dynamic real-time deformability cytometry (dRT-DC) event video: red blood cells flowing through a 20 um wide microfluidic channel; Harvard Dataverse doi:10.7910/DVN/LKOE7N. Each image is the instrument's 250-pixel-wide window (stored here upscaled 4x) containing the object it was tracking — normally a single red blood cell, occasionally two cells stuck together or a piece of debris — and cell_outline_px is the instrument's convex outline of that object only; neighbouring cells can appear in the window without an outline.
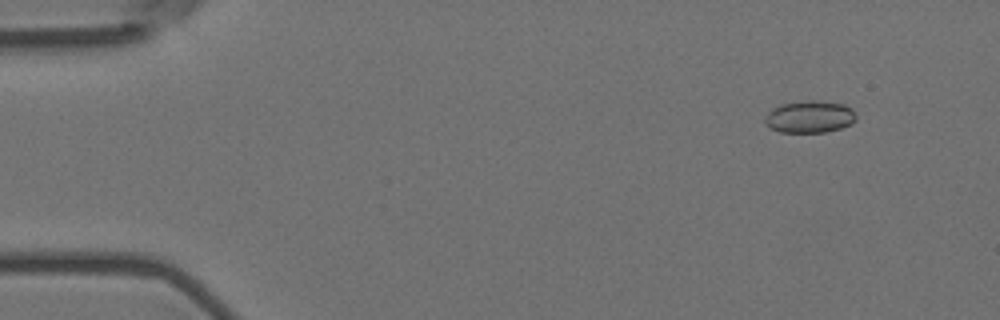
{"species": "Egyptian fruit bat (a non-hibernating species)", "species_latin": "Rousettus aegyptiacus", "temperature_condition": "room temperature", "stored_images_in_passage": 41, "camera_frame_rate_fps": 3000, "um_per_image_px": 0.085, "animal": {"sex": "female"}, "frame": {"image": 1, "passage_image": 2, "time_ms": 0.333, "image_size_px": [1000, 320], "cell_outline_px": [[856, 120], [852, 124], [840, 128], [824, 132], [780, 132], [772, 128], [764, 120], [764, 116], [772, 108], [780, 104], [808, 100], [820, 100], [844, 104], [852, 108], [856, 116]], "centroid_in_image_um": [68.84, 9.91], "position_along_channel_um": 16.2, "area_um2": 17.17}}
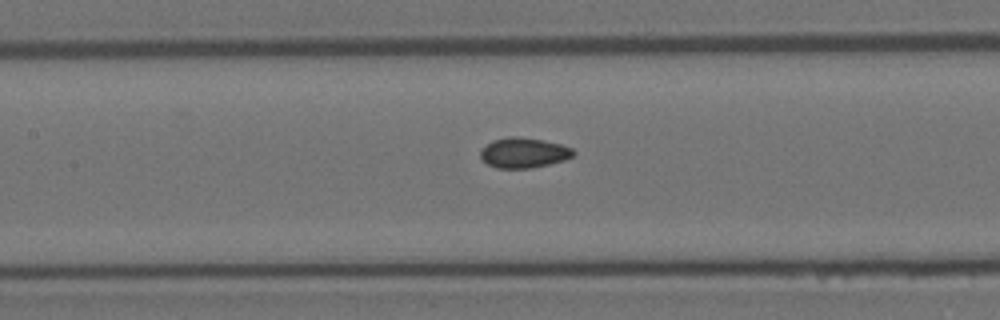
{"frame": {"image": 2, "passage_image": 22, "time_ms": 7.0, "image_size_px": [1000, 320], "cell_outline_px": [[576, 152], [572, 156], [564, 160], [532, 168], [496, 168], [488, 164], [480, 156], [480, 148], [492, 140], [512, 136], [516, 136], [544, 140], [560, 144], [572, 148]], "centroid_in_image_um": [44.5, 12.98], "position_along_channel_um": 162.9, "area_um2": 16.36}}
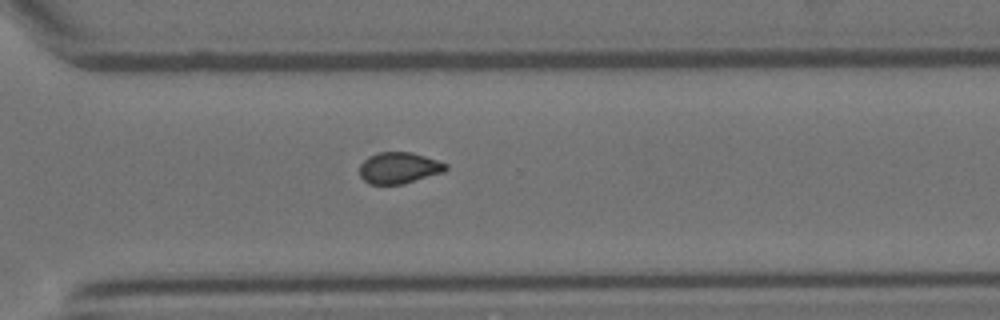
{"frame": {"image": 3, "passage_image": 36, "time_ms": 11.667, "image_size_px": [1000, 320], "cell_outline_px": [[448, 168], [444, 172], [404, 184], [368, 184], [360, 176], [360, 164], [368, 156], [376, 152], [412, 152], [448, 164]], "centroid_in_image_um": [33.91, 14.27], "position_along_channel_um": 336.7, "area_um2": 15.84}}